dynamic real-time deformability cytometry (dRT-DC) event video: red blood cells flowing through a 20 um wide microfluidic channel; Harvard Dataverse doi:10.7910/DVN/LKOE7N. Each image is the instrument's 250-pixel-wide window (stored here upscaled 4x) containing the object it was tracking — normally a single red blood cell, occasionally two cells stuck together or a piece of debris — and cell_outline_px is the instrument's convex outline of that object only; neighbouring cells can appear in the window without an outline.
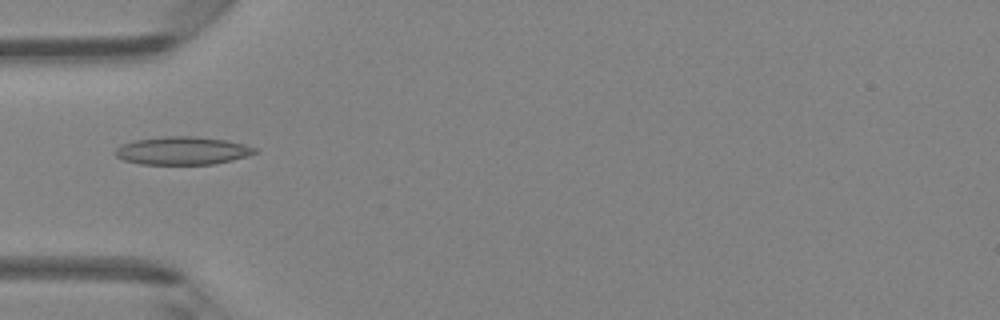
{"species": "Egyptian fruit bat (a non-hibernating species)", "species_latin": "Rousettus aegyptiacus", "temperature_condition": "room temperature", "stored_images_in_passage": 47, "camera_frame_rate_fps": 3000, "um_per_image_px": 0.085, "animal": {"sex": "female"}, "frame": {"image": 1, "passage_image": 15, "time_ms": 4.667, "image_size_px": [1000, 320], "cell_outline_px": [[256, 152], [248, 156], [232, 160], [212, 164], [140, 164], [124, 160], [116, 156], [112, 152], [120, 144], [136, 140], [164, 136], [192, 136], [224, 140], [244, 144], [256, 148]], "centroid_in_image_um": [15.46, 12.81], "position_along_channel_um": 69.5, "area_um2": 22.72}}
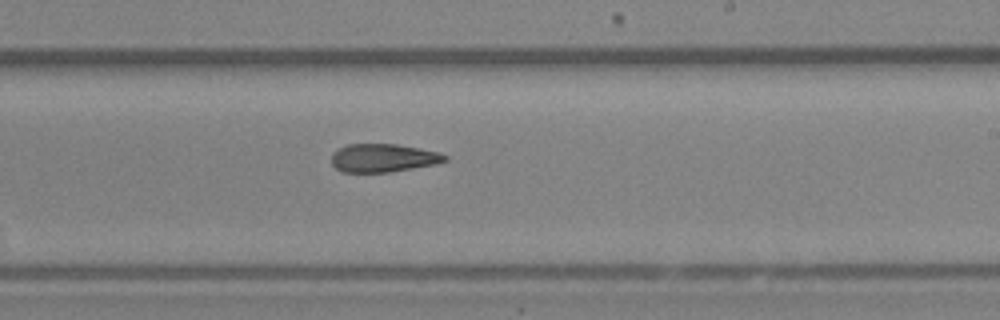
{"frame": {"image": 2, "passage_image": 28, "time_ms": 9.0, "image_size_px": [1000, 320], "cell_outline_px": [[448, 160], [436, 164], [388, 172], [340, 172], [332, 164], [332, 152], [336, 148], [348, 144], [396, 144], [440, 152], [448, 156]], "centroid_in_image_um": [32.55, 13.42], "position_along_channel_um": 256.4, "area_um2": 18.79}}
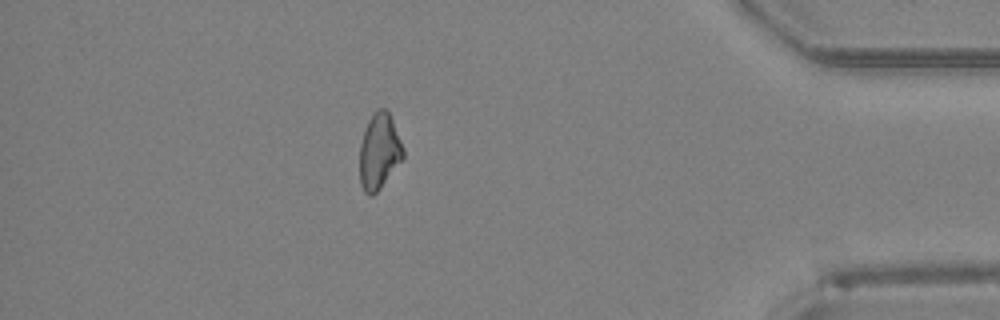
{"frame": {"image": 3, "passage_image": 41, "time_ms": 13.333, "image_size_px": [1000, 320], "cell_outline_px": [[404, 156], [380, 188], [372, 196], [368, 196], [364, 192], [360, 184], [360, 144], [368, 120], [372, 112], [376, 108], [384, 108], [388, 112], [392, 120], [404, 148]], "centroid_in_image_um": [32.21, 12.86], "position_along_channel_um": 403.0, "area_um2": 19.07}, "authors_computed_cell_mechanics": {"area_um2": 19.9988, "velocity_mm_per_s": 4.3225, "shape_relaxation_time_tau1_ms": null, "shape_relaxation_time_tau2_ms": 4.1611, "deformation_change_tau1": null, "deformation_change_tau2": 0.1399}}